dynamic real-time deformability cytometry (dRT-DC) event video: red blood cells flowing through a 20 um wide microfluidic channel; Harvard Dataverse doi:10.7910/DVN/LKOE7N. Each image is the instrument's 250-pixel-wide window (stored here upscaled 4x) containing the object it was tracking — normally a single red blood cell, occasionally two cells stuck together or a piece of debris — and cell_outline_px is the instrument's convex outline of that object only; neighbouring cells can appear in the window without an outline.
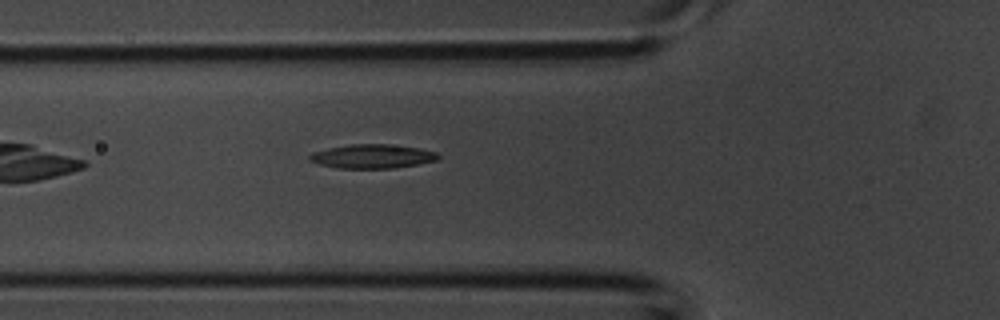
{"species": "common noctule bat (a hibernating species)", "species_latin": "Nyctalus noctula", "temperature_condition": "room temperature", "stored_images_in_passage": 29, "camera_frame_rate_fps": 3000, "um_per_image_px": 0.085, "animal": {"sex": "male", "body_mass_g": 20.1, "forearm_length_mm": 53.5}, "frame": {"image": 1, "passage_image": 2, "time_ms": 0.333, "image_size_px": [1000, 320], "cell_outline_px": [[440, 156], [436, 160], [416, 164], [392, 168], [336, 168], [320, 164], [308, 160], [308, 156], [312, 152], [328, 148], [348, 144], [388, 144], [420, 148], [436, 152]], "centroid_in_image_um": [31.61, 13.28], "position_along_channel_um": 94.2, "area_um2": 17.92}}
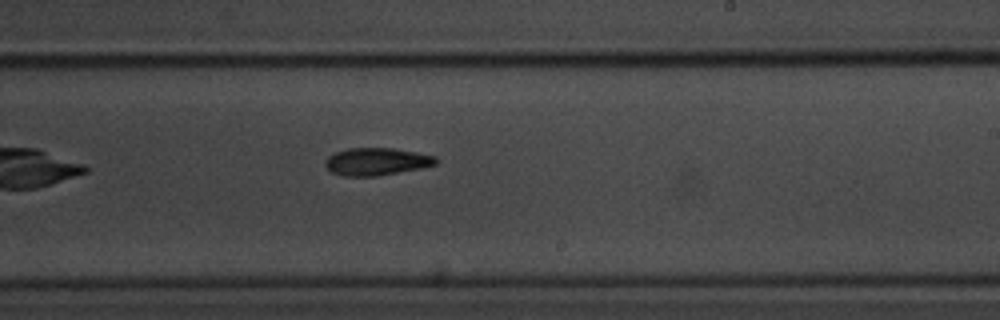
{"frame": {"image": 2, "passage_image": 12, "time_ms": 3.667, "image_size_px": [1000, 320], "cell_outline_px": [[436, 164], [420, 168], [376, 176], [344, 176], [332, 172], [324, 164], [324, 160], [328, 156], [336, 152], [348, 148], [392, 148], [416, 152], [436, 156]], "centroid_in_image_um": [31.97, 13.73], "position_along_channel_um": 257.0, "area_um2": 17.57}}
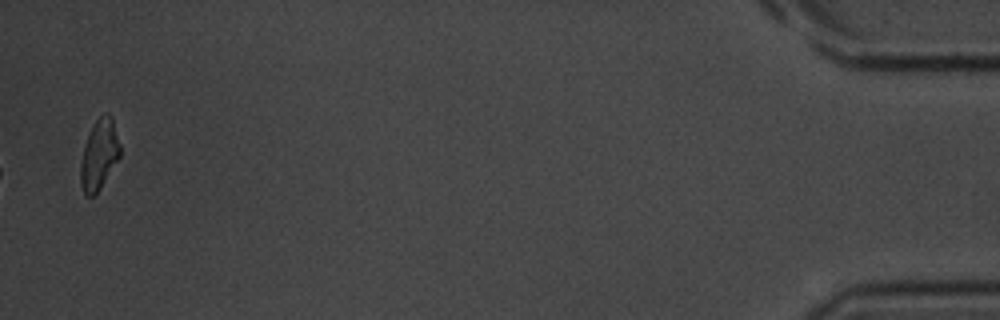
{"frame": {"image": 3, "passage_image": 28, "time_ms": 9.0, "image_size_px": [1000, 320], "cell_outline_px": [[120, 156], [100, 188], [92, 196], [84, 196], [80, 184], [80, 164], [84, 144], [96, 120], [104, 112], [108, 112], [112, 116], [120, 144]], "centroid_in_image_um": [8.42, 13.14], "position_along_channel_um": 426.8, "area_um2": 16.13}}